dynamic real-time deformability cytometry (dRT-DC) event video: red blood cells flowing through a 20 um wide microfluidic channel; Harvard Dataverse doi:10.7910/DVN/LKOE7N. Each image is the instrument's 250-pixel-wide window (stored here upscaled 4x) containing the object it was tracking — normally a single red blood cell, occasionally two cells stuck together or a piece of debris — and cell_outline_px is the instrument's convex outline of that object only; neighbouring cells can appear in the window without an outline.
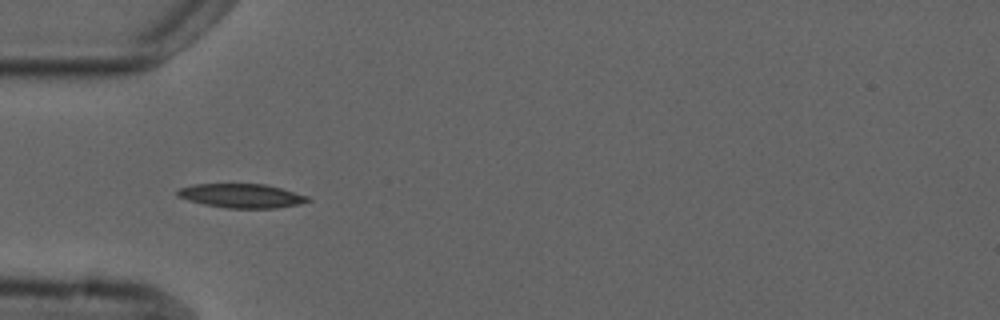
{"species": "common noctule bat (a hibernating species)", "species_latin": "Nyctalus noctula", "temperature_condition": "cold", "stored_images_in_passage": 2, "camera_frame_rate_fps": 3000, "um_per_image_px": 0.085, "animal": {"sex": "male", "forearm_length_mm": 52.5}, "frame": {"image": 1, "passage_image": 1, "time_ms": 0.0, "image_size_px": [1000, 320], "cell_outline_px": [[312, 200], [300, 204], [276, 208], [228, 208], [204, 204], [188, 200], [176, 196], [176, 192], [180, 188], [192, 184], [264, 184], [280, 188], [308, 196]], "centroid_in_image_um": [20.52, 16.64], "position_along_channel_um": 64.5, "area_um2": 18.21}}
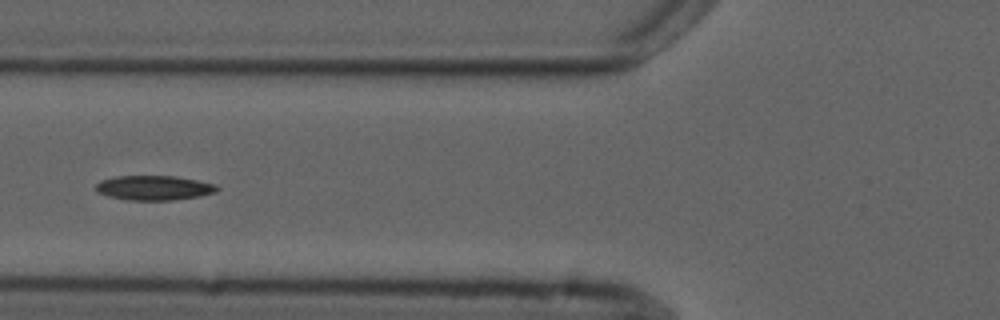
{"frame": {"image": 2, "passage_image": 2, "time_ms": 1.333, "image_size_px": [1000, 320], "cell_outline_px": [[220, 188], [216, 192], [200, 196], [172, 200], [128, 200], [108, 196], [96, 192], [96, 184], [100, 180], [116, 176], [176, 176], [216, 184]], "centroid_in_image_um": [13.09, 15.96], "position_along_channel_um": 112.7, "area_um2": 17.46}}